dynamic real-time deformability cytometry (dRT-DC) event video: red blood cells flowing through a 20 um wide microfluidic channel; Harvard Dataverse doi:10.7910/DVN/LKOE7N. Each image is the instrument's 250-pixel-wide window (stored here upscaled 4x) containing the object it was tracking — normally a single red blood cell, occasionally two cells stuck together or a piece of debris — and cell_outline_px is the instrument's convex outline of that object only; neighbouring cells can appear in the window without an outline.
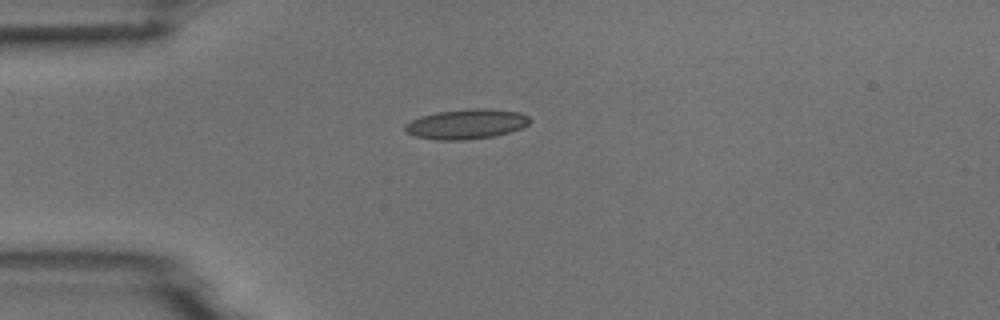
{"species": "common noctule bat (a hibernating species)", "species_latin": "Nyctalus noctula", "temperature_condition": "room temperature", "stored_images_in_passage": 4, "camera_frame_rate_fps": 3000, "um_per_image_px": 0.085, "animal": {"sex": "male", "body_mass_g": 18.8}, "frame": {"image": 1, "passage_image": 1, "time_ms": 0.0, "image_size_px": [1000, 320], "cell_outline_px": [[532, 120], [528, 124], [520, 128], [508, 132], [492, 136], [464, 140], [440, 140], [416, 136], [408, 132], [404, 128], [404, 124], [420, 116], [436, 112], [472, 108], [488, 108], [520, 112], [528, 116]], "centroid_in_image_um": [39.65, 10.53], "position_along_channel_um": 45.3, "area_um2": 21.62}}